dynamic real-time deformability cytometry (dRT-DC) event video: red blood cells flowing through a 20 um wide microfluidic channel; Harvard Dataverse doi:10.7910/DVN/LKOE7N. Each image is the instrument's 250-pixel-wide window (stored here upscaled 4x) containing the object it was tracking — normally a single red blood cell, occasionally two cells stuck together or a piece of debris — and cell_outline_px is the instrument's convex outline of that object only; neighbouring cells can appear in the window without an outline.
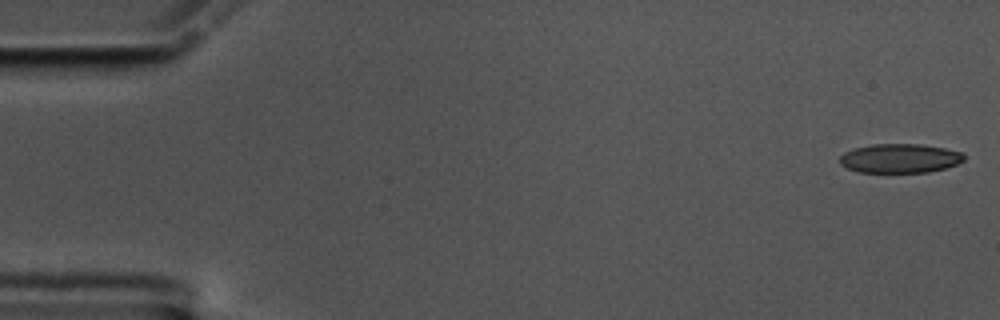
{"species": "common noctule bat (a hibernating species)", "species_latin": "Nyctalus noctula", "temperature_condition": "cold", "stored_images_in_passage": 57, "camera_frame_rate_fps": 3000, "um_per_image_px": 0.085, "animal": {"sex": "male", "body_mass_g": 17.5, "forearm_length_mm": 52.3}, "frame": {"image": 1, "passage_image": 1, "time_ms": 0.0, "image_size_px": [1000, 320], "cell_outline_px": [[964, 160], [956, 164], [944, 168], [928, 172], [856, 172], [840, 164], [840, 156], [844, 152], [852, 148], [872, 144], [920, 144], [944, 148], [964, 152]], "centroid_in_image_um": [76.47, 13.45], "position_along_channel_um": 8.5, "area_um2": 21.15}}
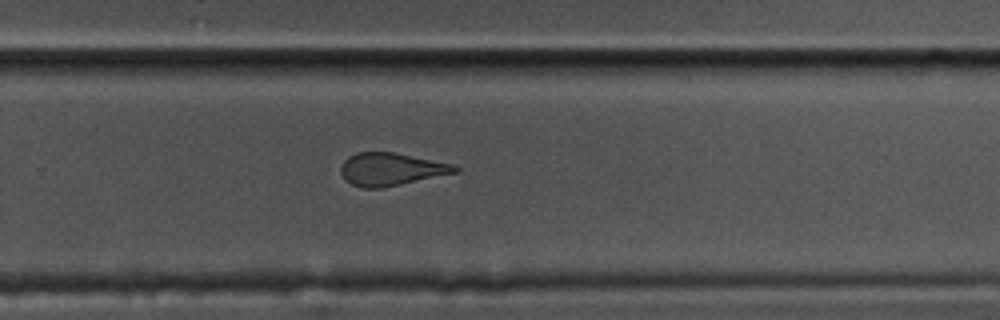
{"frame": {"image": 2, "passage_image": 37, "time_ms": 12.0, "image_size_px": [1000, 320], "cell_outline_px": [[460, 172], [380, 188], [364, 188], [352, 184], [340, 172], [340, 168], [344, 160], [348, 156], [356, 152], [392, 152], [456, 164], [460, 168]], "centroid_in_image_um": [33.28, 14.37], "position_along_channel_um": 296.5, "area_um2": 21.73}}
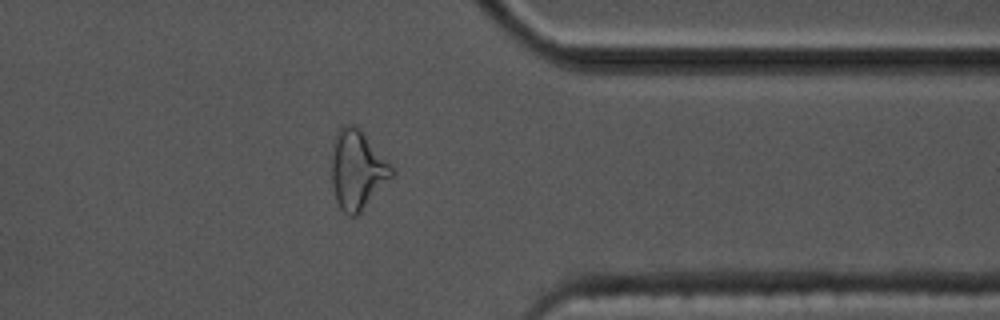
{"frame": {"image": 3, "passage_image": 45, "time_ms": 14.667, "image_size_px": [1000, 320], "cell_outline_px": [[396, 172], [360, 212], [356, 216], [348, 216], [340, 208], [336, 200], [332, 184], [332, 144], [336, 132], [344, 124], [356, 124], [364, 132], [396, 168]], "centroid_in_image_um": [30.39, 14.38], "position_along_channel_um": 381.0, "area_um2": 28.09}, "authors_computed_cell_mechanics": {"area_um2": 22.9466, "velocity_mm_per_s": 3.512, "shape_relaxation_time_tau1_ms": 7.0032, "shape_relaxation_time_tau2_ms": 1.5917, "deformation_change_tau1": 0.1939, "deformation_change_tau2": 0.1234}}